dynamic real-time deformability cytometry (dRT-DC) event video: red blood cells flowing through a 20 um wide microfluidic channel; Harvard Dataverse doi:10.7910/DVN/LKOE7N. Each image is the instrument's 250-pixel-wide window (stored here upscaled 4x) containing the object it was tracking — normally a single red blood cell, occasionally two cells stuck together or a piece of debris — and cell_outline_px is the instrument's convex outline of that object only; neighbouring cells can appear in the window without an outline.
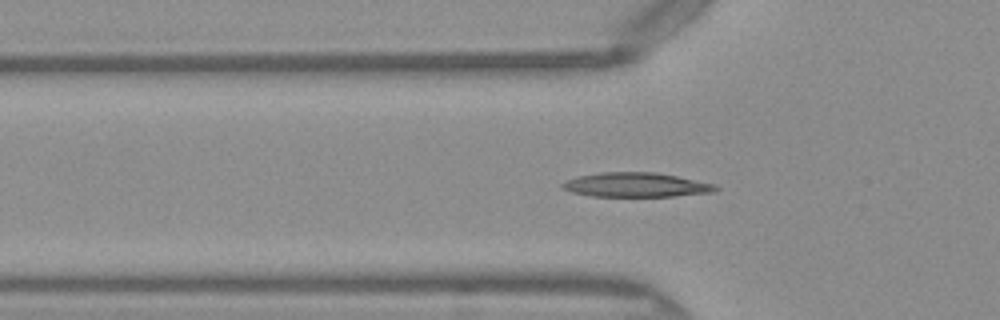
{"species": "Egyptian fruit bat (a non-hibernating species)", "species_latin": "Rousettus aegyptiacus", "temperature_condition": "warm", "stored_images_in_passage": 50, "camera_frame_rate_fps": 3000, "um_per_image_px": 0.085, "frame": {"image": 1, "passage_image": 16, "time_ms": 5.0, "image_size_px": [1000, 320], "cell_outline_px": [[720, 188], [712, 192], [676, 196], [592, 196], [572, 192], [560, 188], [560, 184], [568, 180], [580, 176], [600, 172], [656, 172], [716, 184]], "centroid_in_image_um": [54.07, 15.71], "position_along_channel_um": 71.7, "area_um2": 21.68}}
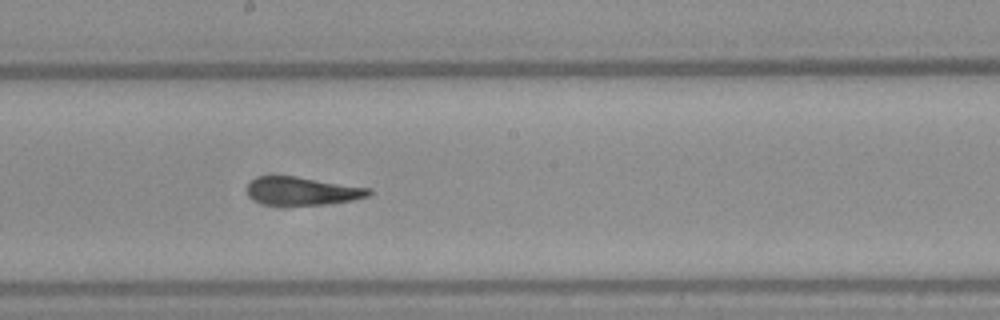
{"frame": {"image": 2, "passage_image": 27, "time_ms": 8.667, "image_size_px": [1000, 320], "cell_outline_px": [[372, 192], [368, 196], [352, 200], [324, 204], [264, 204], [248, 196], [248, 184], [252, 180], [260, 176], [296, 176], [372, 188]], "centroid_in_image_um": [25.73, 16.22], "position_along_channel_um": 222.5, "area_um2": 19.65}}
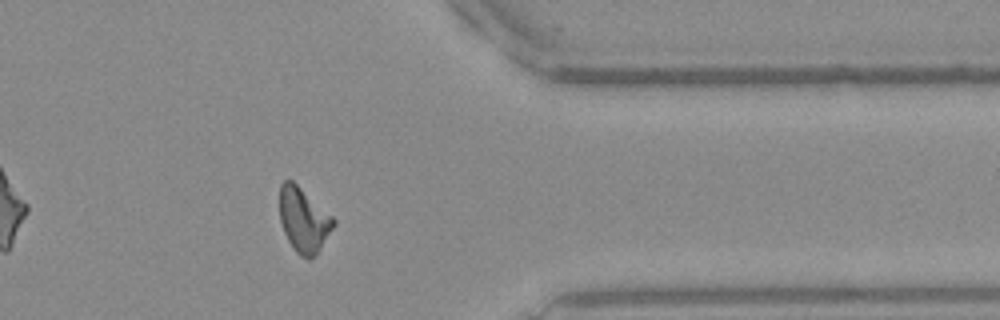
{"frame": {"image": 3, "passage_image": 40, "time_ms": 13.0, "image_size_px": [1000, 320], "cell_outline_px": [[336, 224], [320, 248], [308, 260], [300, 256], [296, 252], [288, 240], [284, 232], [280, 220], [280, 184], [284, 180], [292, 180], [332, 216], [336, 220]], "centroid_in_image_um": [25.8, 18.69], "position_along_channel_um": 385.6, "area_um2": 19.94}, "authors_computed_cell_mechanics": {"area_um2": 19.9121, "velocity_mm_per_s": 4.0867, "shape_relaxation_time_tau1_ms": null, "shape_relaxation_time_tau2_ms": 3.4244, "deformation_change_tau1": null, "deformation_change_tau2": 0.0999}}